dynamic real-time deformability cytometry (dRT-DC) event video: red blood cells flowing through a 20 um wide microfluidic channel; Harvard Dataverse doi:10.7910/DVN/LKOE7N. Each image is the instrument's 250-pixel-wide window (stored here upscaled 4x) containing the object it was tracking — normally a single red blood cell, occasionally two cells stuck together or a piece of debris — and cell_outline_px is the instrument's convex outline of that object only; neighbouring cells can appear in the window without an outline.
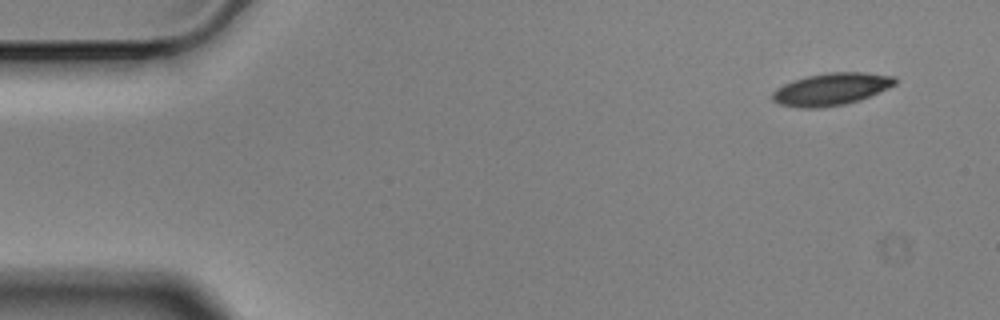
{"species": "Egyptian fruit bat (a non-hibernating species)", "species_latin": "Rousettus aegyptiacus", "temperature_condition": "cold", "stored_images_in_passage": 3, "camera_frame_rate_fps": 3000, "um_per_image_px": 0.085, "animal": {"sex": "male"}, "frame": {"image": 1, "passage_image": 1, "time_ms": 0.0, "image_size_px": [1000, 320], "cell_outline_px": [[896, 84], [888, 88], [860, 100], [844, 104], [820, 108], [800, 108], [780, 104], [772, 100], [772, 92], [776, 88], [784, 84], [808, 76], [832, 72], [864, 72], [896, 76]], "centroid_in_image_um": [70.67, 7.58], "position_along_channel_um": 14.3, "area_um2": 22.95}}